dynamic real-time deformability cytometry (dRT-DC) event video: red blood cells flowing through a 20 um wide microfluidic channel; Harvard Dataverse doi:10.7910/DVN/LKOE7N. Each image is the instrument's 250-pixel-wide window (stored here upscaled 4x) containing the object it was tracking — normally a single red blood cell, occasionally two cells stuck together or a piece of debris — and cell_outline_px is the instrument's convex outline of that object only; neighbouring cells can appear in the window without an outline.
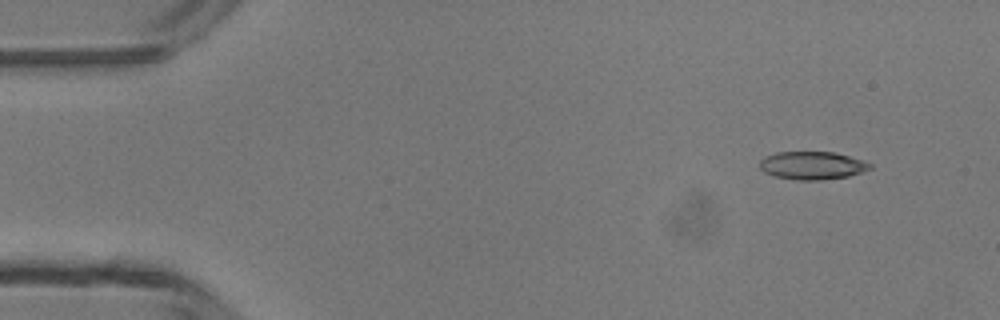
{"species": "common noctule bat (a hibernating species)", "species_latin": "Nyctalus noctula", "temperature_condition": "room temperature", "stored_images_in_passage": 4, "camera_frame_rate_fps": 3000, "um_per_image_px": 0.085, "animal": {"sex": "male", "body_mass_g": 13.3}, "frame": {"image": 1, "passage_image": 1, "time_ms": 0.0, "image_size_px": [1000, 320], "cell_outline_px": [[872, 168], [848, 176], [820, 180], [796, 180], [772, 176], [764, 172], [760, 168], [760, 160], [764, 156], [776, 152], [836, 152], [864, 160], [872, 164]], "centroid_in_image_um": [69.02, 14.06], "position_along_channel_um": 16.0, "area_um2": 18.15}}
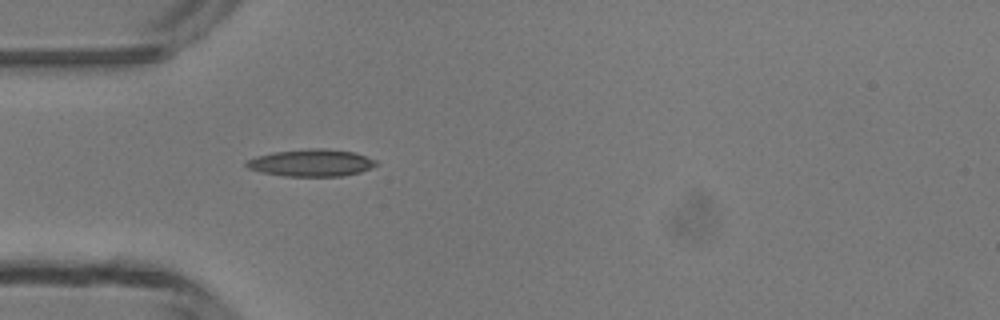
{"frame": {"image": 2, "passage_image": 4, "time_ms": 3.333, "image_size_px": [1000, 320], "cell_outline_px": [[376, 164], [372, 168], [360, 172], [344, 176], [284, 176], [264, 172], [248, 168], [244, 164], [248, 160], [256, 156], [272, 152], [308, 148], [324, 148], [352, 152], [376, 160]], "centroid_in_image_um": [26.45, 13.84], "position_along_channel_um": 58.5, "area_um2": 20.4}}